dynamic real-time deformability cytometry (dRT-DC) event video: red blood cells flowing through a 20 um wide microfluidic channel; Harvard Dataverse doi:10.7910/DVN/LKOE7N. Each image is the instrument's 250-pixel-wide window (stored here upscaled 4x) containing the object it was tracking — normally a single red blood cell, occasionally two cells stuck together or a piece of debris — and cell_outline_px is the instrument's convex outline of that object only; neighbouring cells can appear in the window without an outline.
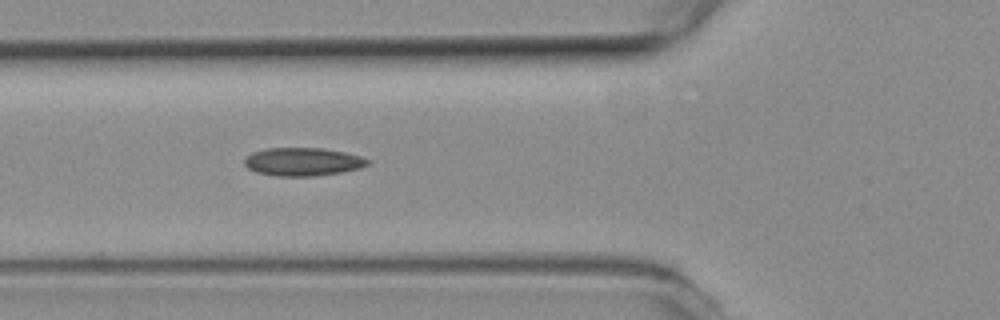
{"species": "common noctule bat (a hibernating species)", "species_latin": "Nyctalus noctula", "temperature_condition": "room temperature", "stored_images_in_passage": 3, "camera_frame_rate_fps": 3000, "um_per_image_px": 0.085, "animal": {"sex": "female", "body_mass_g": 19.3, "forearm_length_mm": 54.1}, "frame": {"image": 1, "passage_image": 3, "time_ms": 0.667, "image_size_px": [1000, 320], "cell_outline_px": [[372, 164], [360, 168], [340, 172], [312, 176], [276, 176], [256, 172], [248, 168], [244, 164], [244, 160], [252, 152], [268, 148], [320, 148], [344, 152], [360, 156], [372, 160]], "centroid_in_image_um": [25.77, 13.75], "position_along_channel_um": 100.0, "area_um2": 20.23}}